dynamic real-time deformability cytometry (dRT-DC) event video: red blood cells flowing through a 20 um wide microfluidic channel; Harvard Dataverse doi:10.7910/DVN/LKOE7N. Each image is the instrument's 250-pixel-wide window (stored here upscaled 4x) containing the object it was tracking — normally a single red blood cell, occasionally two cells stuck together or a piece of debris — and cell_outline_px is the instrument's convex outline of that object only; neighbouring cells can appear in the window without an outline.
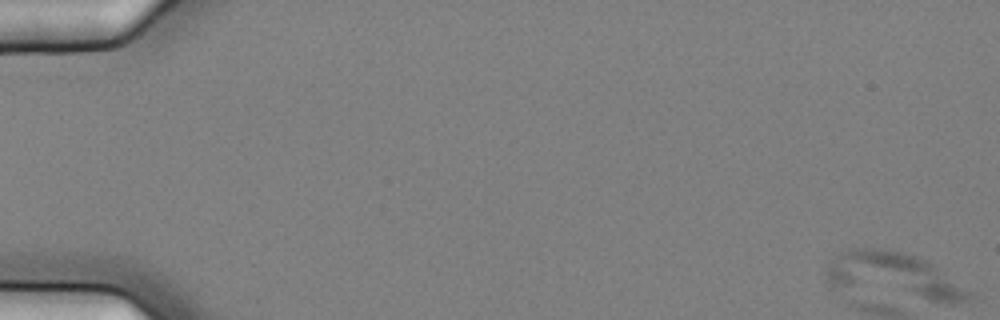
{"species": "common noctule bat (a hibernating species)", "species_latin": "Nyctalus noctula", "temperature_condition": "cold", "stored_images_in_passage": 57, "camera_frame_rate_fps": 3000, "um_per_image_px": 0.085, "animal": {"sex": "female", "body_mass_g": 25.1}, "frame": {"image": 1, "passage_image": 1, "time_ms": 0.0, "image_size_px": [1000, 320], "cell_outline_px": [[972, 300], [956, 304], [952, 304], [828, 288], [824, 276], [824, 272], [828, 264], [836, 252], [848, 248], [880, 248], [904, 252], [928, 260], [968, 292], [972, 296]], "centroid_in_image_um": [75.83, 23.46], "position_along_channel_um": 9.2, "area_um2": 39.36}}
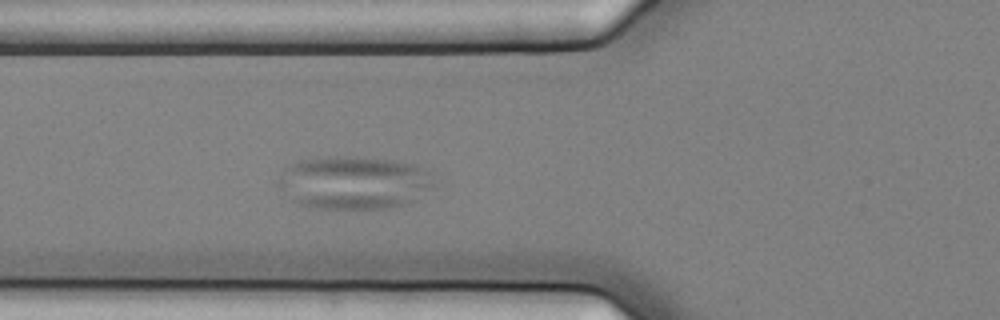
{"frame": {"image": 2, "passage_image": 22, "time_ms": 7.0, "image_size_px": [1000, 320], "cell_outline_px": [[436, 184], [432, 188], [404, 204], [388, 208], [320, 208], [300, 204], [272, 184], [292, 164], [300, 160], [328, 156], [352, 156], [392, 160], [412, 164], [432, 172]], "centroid_in_image_um": [30.08, 15.5], "position_along_channel_um": 95.7, "area_um2": 48.03}}
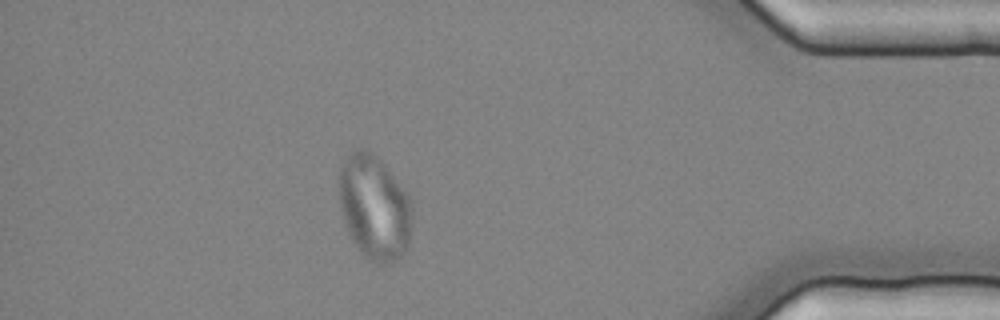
{"frame": {"image": 3, "passage_image": 51, "time_ms": 16.667, "image_size_px": [1000, 320], "cell_outline_px": [[416, 204], [408, 248], [392, 264], [376, 264], [368, 260], [360, 252], [352, 240], [344, 224], [340, 208], [340, 168], [344, 160], [352, 148], [368, 148], [384, 164], [404, 188]], "centroid_in_image_um": [31.87, 17.64], "position_along_channel_um": 403.3, "area_um2": 45.78}}